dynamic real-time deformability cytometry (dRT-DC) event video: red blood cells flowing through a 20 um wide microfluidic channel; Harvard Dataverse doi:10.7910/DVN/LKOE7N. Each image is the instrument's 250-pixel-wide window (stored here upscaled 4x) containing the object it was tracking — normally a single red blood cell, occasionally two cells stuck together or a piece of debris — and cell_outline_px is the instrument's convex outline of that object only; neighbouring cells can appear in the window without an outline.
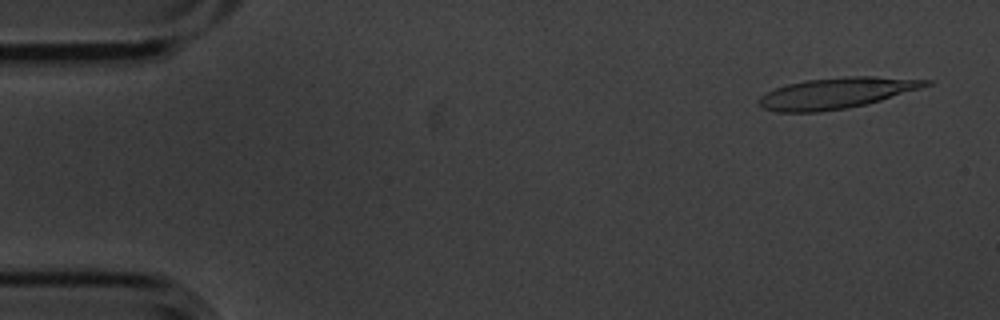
{"species": "common noctule bat (a hibernating species)", "species_latin": "Nyctalus noctula", "temperature_condition": "cold", "stored_images_in_passage": 4, "camera_frame_rate_fps": 3000, "um_per_image_px": 0.085, "animal": {"sex": "male", "body_mass_g": 20.1, "forearm_length_mm": 53.5}, "frame": {"image": 1, "passage_image": 1, "time_ms": 0.0, "image_size_px": [1000, 320], "cell_outline_px": [[932, 84], [920, 88], [868, 104], [844, 108], [816, 112], [776, 112], [764, 108], [756, 104], [756, 100], [760, 96], [776, 88], [788, 84], [804, 80], [844, 76], [876, 76], [932, 80]], "centroid_in_image_um": [71.08, 7.9], "position_along_channel_um": 13.9, "area_um2": 30.11}}